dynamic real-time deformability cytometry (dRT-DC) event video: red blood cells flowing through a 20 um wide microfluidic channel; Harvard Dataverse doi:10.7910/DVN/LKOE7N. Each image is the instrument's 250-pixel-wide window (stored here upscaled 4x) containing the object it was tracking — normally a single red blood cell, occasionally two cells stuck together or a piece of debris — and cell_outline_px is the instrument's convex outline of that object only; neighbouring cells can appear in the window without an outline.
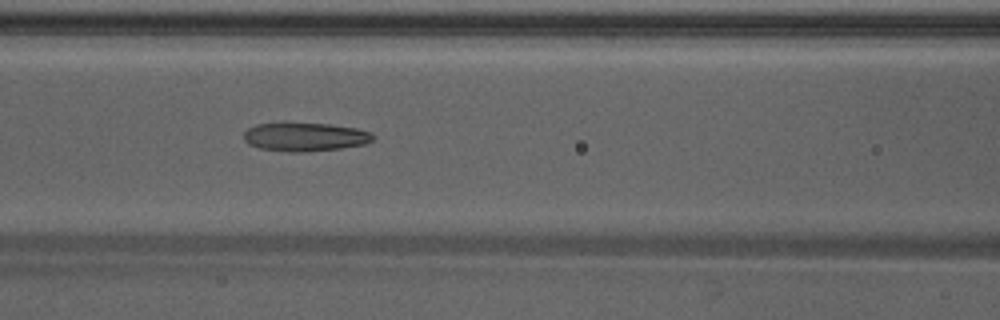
{"species": "Egyptian fruit bat (a non-hibernating species)", "species_latin": "Rousettus aegyptiacus", "temperature_condition": "warm", "stored_images_in_passage": 40, "camera_frame_rate_fps": 3000, "um_per_image_px": 0.085, "animal": {"sex": "male"}, "frame": {"image": 1, "passage_image": 13, "time_ms": 4.0, "image_size_px": [1000, 320], "cell_outline_px": [[376, 136], [372, 140], [364, 144], [340, 148], [300, 152], [292, 152], [260, 148], [248, 144], [244, 140], [244, 132], [248, 128], [256, 124], [328, 124], [356, 128], [372, 132]], "centroid_in_image_um": [25.94, 11.64], "position_along_channel_um": 140.7, "area_um2": 21.15}}
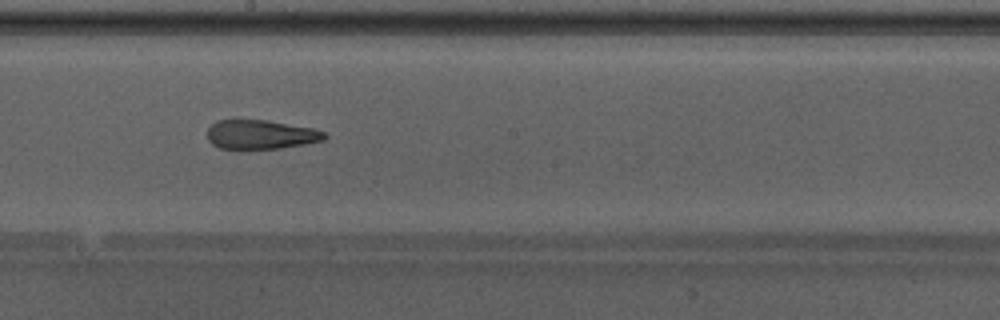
{"frame": {"image": 2, "passage_image": 19, "time_ms": 6.0, "image_size_px": [1000, 320], "cell_outline_px": [[328, 136], [324, 140], [304, 144], [280, 148], [240, 152], [220, 148], [212, 144], [208, 140], [208, 128], [216, 120], [268, 120], [312, 128], [324, 132]], "centroid_in_image_um": [22.12, 11.48], "position_along_channel_um": 226.1, "area_um2": 20.58}}
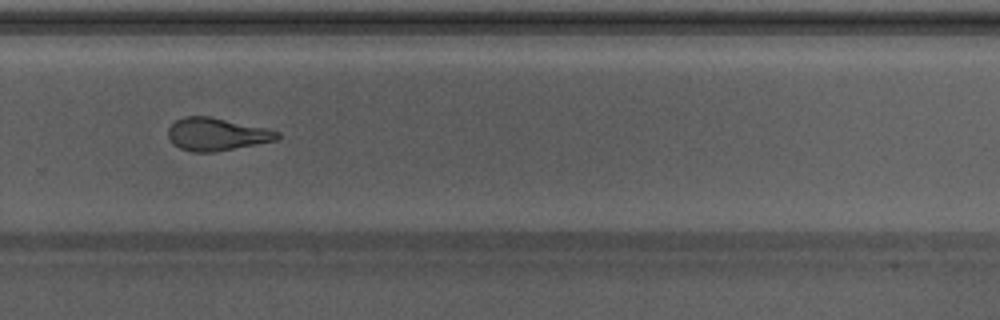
{"frame": {"image": 3, "passage_image": 25, "time_ms": 8.0, "image_size_px": [1000, 320], "cell_outline_px": [[280, 136], [276, 140], [256, 144], [212, 152], [192, 152], [180, 148], [172, 144], [168, 136], [168, 128], [176, 120], [184, 116], [208, 116], [268, 128], [280, 132]], "centroid_in_image_um": [18.4, 11.4], "position_along_channel_um": 311.4, "area_um2": 20.75}, "authors_computed_cell_mechanics": {"area_um2": 21.7039, "velocity_mm_per_s": 4.2819, "shape_relaxation_time_tau1_ms": null, "shape_relaxation_time_tau2_ms": 2.4671, "deformation_change_tau1": null, "deformation_change_tau2": 0.1215}}